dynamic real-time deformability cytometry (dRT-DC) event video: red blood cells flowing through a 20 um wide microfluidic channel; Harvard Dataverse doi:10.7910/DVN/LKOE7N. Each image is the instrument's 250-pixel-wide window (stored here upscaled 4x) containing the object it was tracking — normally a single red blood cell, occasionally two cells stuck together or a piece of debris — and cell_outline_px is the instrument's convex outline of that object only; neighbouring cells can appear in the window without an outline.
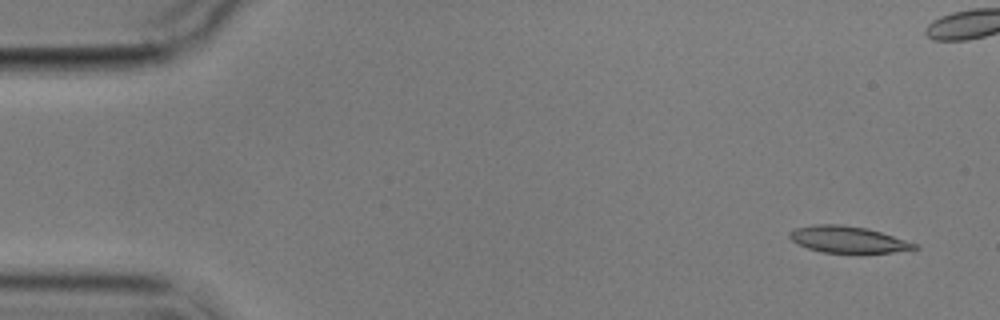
{"species": "common noctule bat (a hibernating species)", "species_latin": "Nyctalus noctula", "temperature_condition": "cold", "stored_images_in_passage": 11, "camera_frame_rate_fps": 3000, "um_per_image_px": 0.085, "animal": {"sex": "male", "body_mass_g": 17.9}, "frame": {"image": 1, "passage_image": 1, "time_ms": 0.0, "image_size_px": [1000, 320], "cell_outline_px": [[920, 248], [892, 252], [860, 256], [824, 252], [808, 248], [796, 244], [788, 236], [788, 232], [796, 228], [812, 224], [840, 224], [868, 228], [916, 244]], "centroid_in_image_um": [72.05, 20.4], "position_along_channel_um": 12.9, "area_um2": 20.06}}
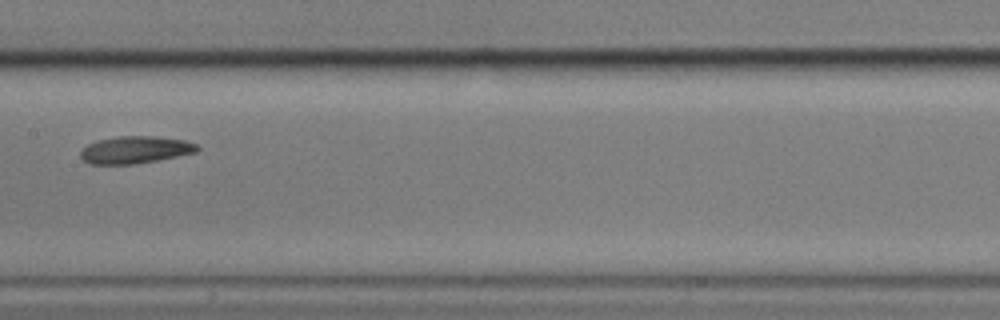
{"frame": {"image": 2, "passage_image": 9, "time_ms": 10.333, "image_size_px": [1000, 320], "cell_outline_px": [[200, 148], [196, 152], [156, 160], [132, 164], [92, 164], [84, 160], [80, 156], [80, 152], [88, 144], [100, 140], [120, 136], [156, 136], [184, 140], [196, 144]], "centroid_in_image_um": [11.5, 12.73], "position_along_channel_um": 195.9, "area_um2": 18.21}}
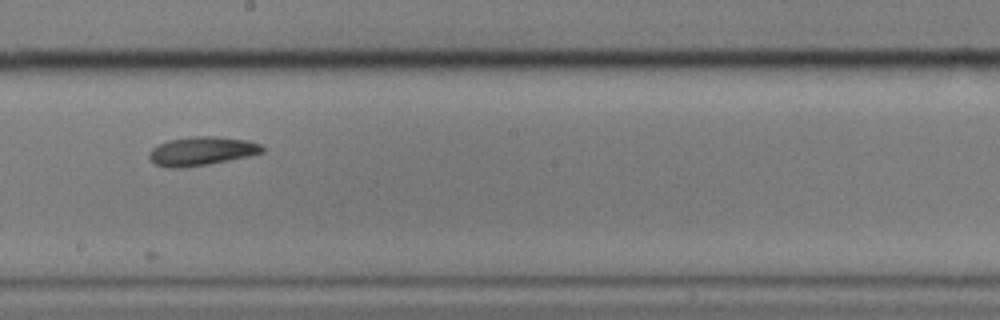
{"frame": {"image": 3, "passage_image": 10, "time_ms": 11.333, "image_size_px": [1000, 320], "cell_outline_px": [[264, 152], [248, 156], [208, 164], [180, 168], [168, 168], [156, 164], [148, 156], [148, 152], [156, 144], [168, 140], [192, 136], [216, 136], [248, 140], [260, 144], [264, 148]], "centroid_in_image_um": [17.11, 12.83], "position_along_channel_um": 231.1, "area_um2": 19.02}}